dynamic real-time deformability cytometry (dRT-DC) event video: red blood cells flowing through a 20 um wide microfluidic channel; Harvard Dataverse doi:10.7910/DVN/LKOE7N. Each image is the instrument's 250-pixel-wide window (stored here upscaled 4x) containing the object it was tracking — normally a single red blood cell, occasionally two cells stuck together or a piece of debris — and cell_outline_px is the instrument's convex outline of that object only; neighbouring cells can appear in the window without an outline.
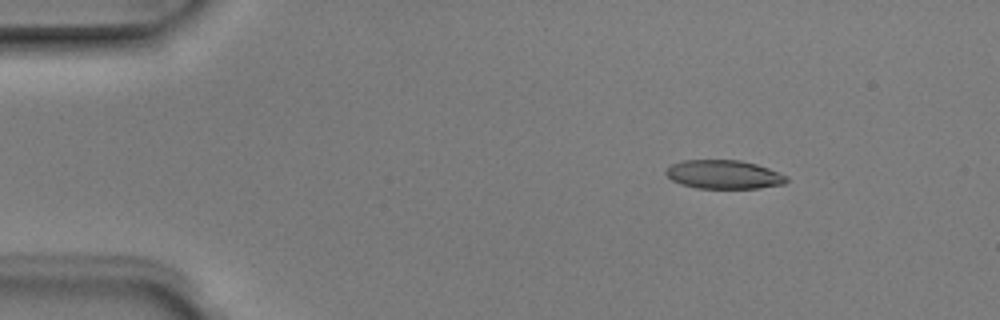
{"species": "Egyptian fruit bat (a non-hibernating species)", "species_latin": "Rousettus aegyptiacus", "temperature_condition": "room temperature", "stored_images_in_passage": 5, "camera_frame_rate_fps": 3000, "um_per_image_px": 0.085, "animal": {"sex": "male"}, "frame": {"image": 1, "passage_image": 3, "time_ms": 0.667, "image_size_px": [1000, 320], "cell_outline_px": [[788, 180], [784, 184], [760, 188], [696, 188], [680, 184], [672, 180], [664, 172], [672, 164], [684, 160], [740, 160], [756, 164], [768, 168], [788, 176]], "centroid_in_image_um": [61.54, 14.83], "position_along_channel_um": 23.5, "area_um2": 20.17}}